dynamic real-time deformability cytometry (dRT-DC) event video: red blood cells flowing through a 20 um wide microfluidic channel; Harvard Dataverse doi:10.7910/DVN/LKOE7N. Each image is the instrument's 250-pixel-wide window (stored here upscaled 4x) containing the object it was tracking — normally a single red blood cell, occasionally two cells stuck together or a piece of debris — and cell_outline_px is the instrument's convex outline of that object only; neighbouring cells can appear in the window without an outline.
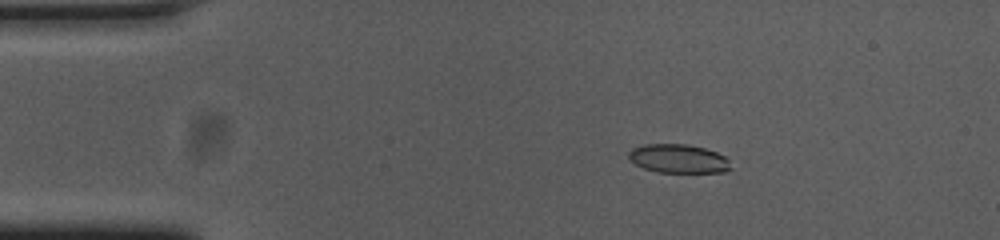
{"species": "common noctule bat (a hibernating species)", "species_latin": "Nyctalus noctula", "temperature_condition": "cold", "stored_images_in_passage": 55, "camera_frame_rate_fps": 3000, "um_per_image_px": 0.085, "animal": {"sex": "female", "body_mass_g": 23.0, "forearm_length_mm": 53.4}, "frame": {"image": 1, "passage_image": 9, "time_ms": 2.667, "image_size_px": [1000, 240], "cell_outline_px": [[732, 168], [724, 172], [656, 172], [644, 168], [636, 164], [628, 156], [628, 152], [632, 148], [644, 144], [688, 144], [704, 148], [716, 152], [724, 156], [728, 160]], "centroid_in_image_um": [57.66, 13.48], "position_along_channel_um": 27.3, "area_um2": 17.05}}
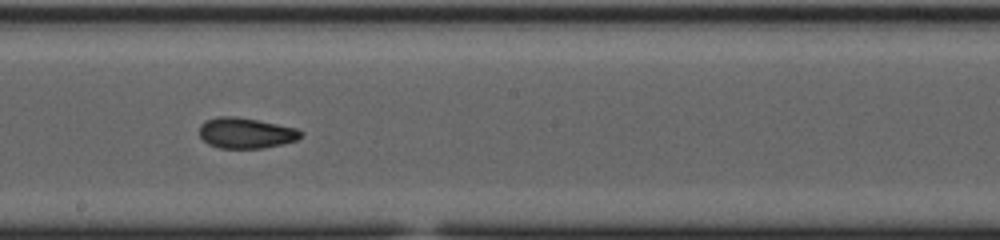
{"frame": {"image": 2, "passage_image": 30, "time_ms": 9.667, "image_size_px": [1000, 240], "cell_outline_px": [[304, 132], [296, 140], [264, 148], [220, 148], [208, 144], [200, 136], [200, 124], [204, 120], [216, 116], [236, 116], [296, 128]], "centroid_in_image_um": [20.85, 11.3], "position_along_channel_um": 227.3, "area_um2": 18.03}}
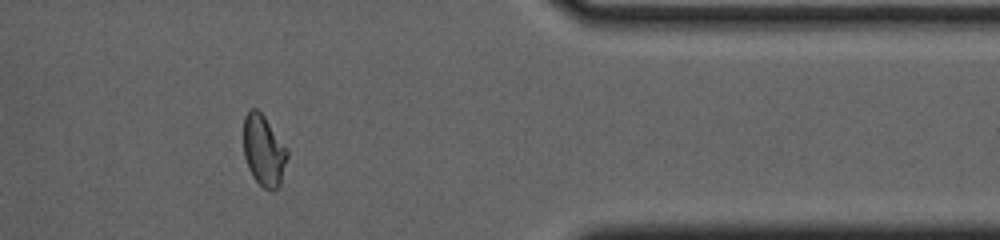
{"frame": {"image": 3, "passage_image": 45, "time_ms": 14.667, "image_size_px": [1000, 240], "cell_outline_px": [[288, 156], [280, 184], [272, 192], [264, 188], [252, 176], [248, 168], [244, 156], [244, 116], [248, 108], [256, 108], [264, 116], [288, 148]], "centroid_in_image_um": [22.42, 12.78], "position_along_channel_um": 389.0, "area_um2": 18.26}, "authors_computed_cell_mechanics": {"area_um2": 18.207, "velocity_mm_per_s": 3.6913, "shape_relaxation_time_tau1_ms": null, "shape_relaxation_time_tau2_ms": 2.3007, "deformation_change_tau1": null, "deformation_change_tau2": 0.0708}}